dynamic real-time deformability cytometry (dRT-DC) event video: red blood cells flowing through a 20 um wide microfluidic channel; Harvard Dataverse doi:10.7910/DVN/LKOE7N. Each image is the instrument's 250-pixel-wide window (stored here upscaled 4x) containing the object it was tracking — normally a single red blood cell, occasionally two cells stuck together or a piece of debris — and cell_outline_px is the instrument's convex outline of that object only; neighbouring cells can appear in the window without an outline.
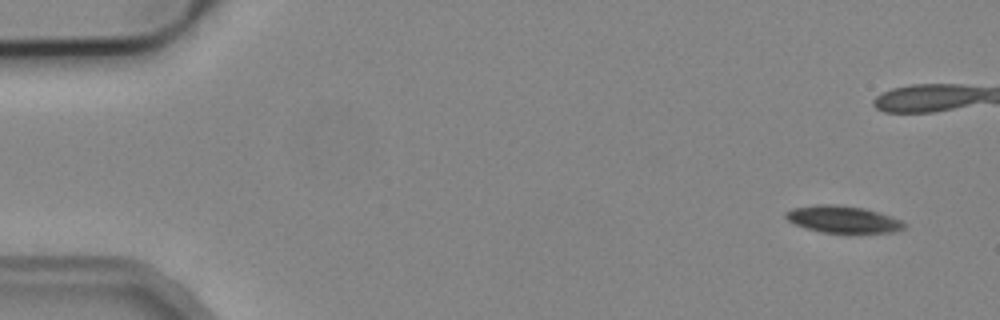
{"species": "common noctule bat (a hibernating species)", "species_latin": "Nyctalus noctula", "temperature_condition": "cold", "stored_images_in_passage": 10, "camera_frame_rate_fps": 3000, "um_per_image_px": 0.085, "animal": {"sex": "male", "body_mass_g": 19.2, "forearm_length_mm": 51.8}, "frame": {"image": 1, "passage_image": 1, "time_ms": 0.0, "image_size_px": [1000, 320], "cell_outline_px": [[908, 224], [904, 228], [896, 232], [848, 236], [820, 232], [796, 224], [788, 220], [784, 216], [784, 212], [792, 208], [816, 204], [832, 204], [864, 208], [892, 216]], "centroid_in_image_um": [71.71, 18.7], "position_along_channel_um": 13.3, "area_um2": 19.59}}
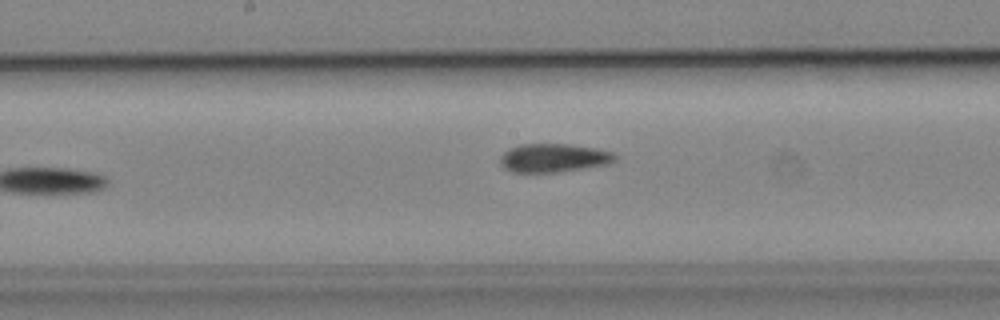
{"frame": {"image": 2, "passage_image": 9, "time_ms": 9.333, "image_size_px": [1000, 320], "cell_outline_px": [[616, 160], [608, 164], [556, 172], [512, 172], [504, 168], [500, 164], [500, 156], [508, 148], [520, 144], [568, 144], [596, 148], [616, 152]], "centroid_in_image_um": [47.05, 13.41], "position_along_channel_um": 201.1, "area_um2": 19.19}}